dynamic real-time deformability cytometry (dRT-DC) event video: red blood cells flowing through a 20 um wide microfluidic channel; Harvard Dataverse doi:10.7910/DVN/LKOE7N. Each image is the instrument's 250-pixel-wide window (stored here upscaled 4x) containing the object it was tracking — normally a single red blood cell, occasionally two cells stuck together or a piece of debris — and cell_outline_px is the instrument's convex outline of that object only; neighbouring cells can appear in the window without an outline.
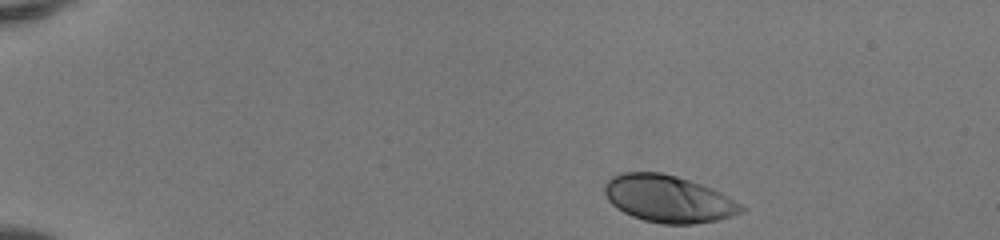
{"species": "human", "species_latin": "Homo sapiens", "temperature_condition": "room temperature", "stored_images_in_passage": 43, "camera_frame_rate_fps": 3000, "um_per_image_px": 0.085, "donor": {"sex": "female"}, "frame": {"image": 1, "passage_image": 1, "time_ms": 0.0, "image_size_px": [1000, 240], "cell_outline_px": [[748, 208], [732, 216], [716, 220], [692, 224], [664, 224], [644, 220], [632, 216], [616, 208], [608, 200], [604, 192], [604, 184], [612, 176], [620, 172], [660, 172], [676, 176], [712, 188], [720, 192]], "centroid_in_image_um": [56.78, 16.9], "position_along_channel_um": 28.2, "area_um2": 37.4}}
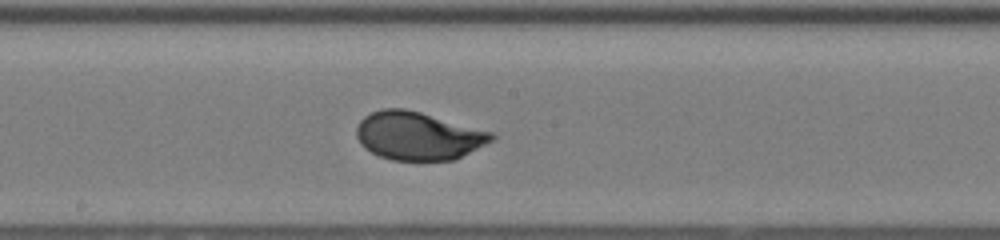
{"frame": {"image": 2, "passage_image": 22, "time_ms": 7.0, "image_size_px": [1000, 240], "cell_outline_px": [[496, 136], [492, 140], [452, 160], [392, 160], [380, 156], [364, 148], [360, 144], [356, 136], [356, 128], [360, 120], [364, 116], [380, 108], [404, 108], [420, 112], [496, 132]], "centroid_in_image_um": [35.52, 11.53], "position_along_channel_um": 212.7, "area_um2": 37.86}}
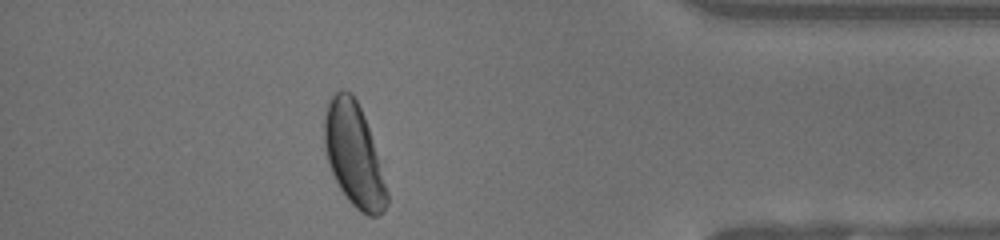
{"frame": {"image": 3, "passage_image": 38, "time_ms": 12.333, "image_size_px": [1000, 240], "cell_outline_px": [[388, 204], [384, 212], [380, 216], [368, 216], [360, 212], [348, 200], [340, 188], [328, 164], [324, 144], [324, 116], [328, 100], [340, 88], [344, 88], [352, 92], [364, 116], [372, 140], [388, 192]], "centroid_in_image_um": [30.07, 13.16], "position_along_channel_um": 405.1, "area_um2": 37.45}, "authors_computed_cell_mechanics": {"area_um2": 37.6278, "velocity_mm_per_s": 4.1203, "shape_relaxation_time_tau1_ms": 3.0718, "shape_relaxation_time_tau2_ms": null, "deformation_change_tau1": 0.1692, "deformation_change_tau2": null}}